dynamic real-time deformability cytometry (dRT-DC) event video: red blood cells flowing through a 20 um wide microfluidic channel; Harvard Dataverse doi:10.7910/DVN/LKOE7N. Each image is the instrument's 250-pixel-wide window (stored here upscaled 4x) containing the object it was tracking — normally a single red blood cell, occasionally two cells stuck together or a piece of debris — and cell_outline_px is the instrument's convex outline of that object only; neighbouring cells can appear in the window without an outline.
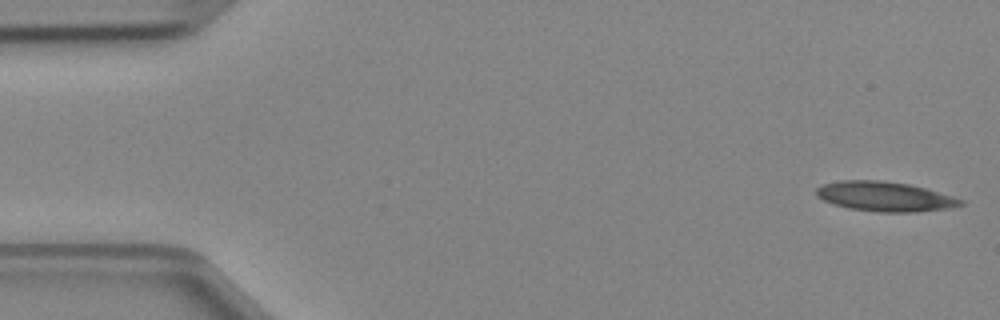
{"species": "Egyptian fruit bat (a non-hibernating species)", "species_latin": "Rousettus aegyptiacus", "temperature_condition": "cold", "stored_images_in_passage": 46, "camera_frame_rate_fps": 3000, "um_per_image_px": 0.085, "animal": {"sex": "female"}, "frame": {"image": 1, "passage_image": 1, "time_ms": 0.0, "image_size_px": [1000, 320], "cell_outline_px": [[964, 204], [948, 208], [916, 212], [876, 212], [848, 208], [832, 204], [816, 196], [816, 188], [824, 184], [840, 180], [880, 180], [908, 184], [924, 188], [952, 196], [964, 200]], "centroid_in_image_um": [75.18, 16.7], "position_along_channel_um": 9.8, "area_um2": 24.91}}
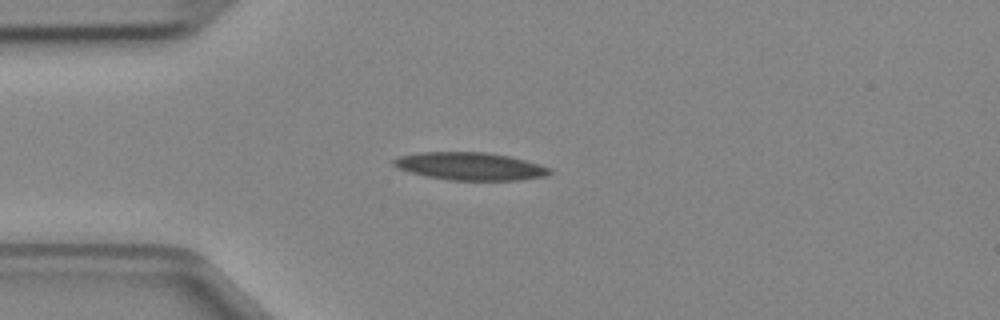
{"frame": {"image": 2, "passage_image": 11, "time_ms": 3.333, "image_size_px": [1000, 320], "cell_outline_px": [[552, 172], [548, 176], [520, 180], [452, 180], [428, 176], [408, 172], [396, 168], [392, 164], [392, 160], [400, 156], [420, 152], [484, 152], [508, 156], [540, 164], [552, 168]], "centroid_in_image_um": [39.97, 14.13], "position_along_channel_um": 45.0, "area_um2": 25.26}}
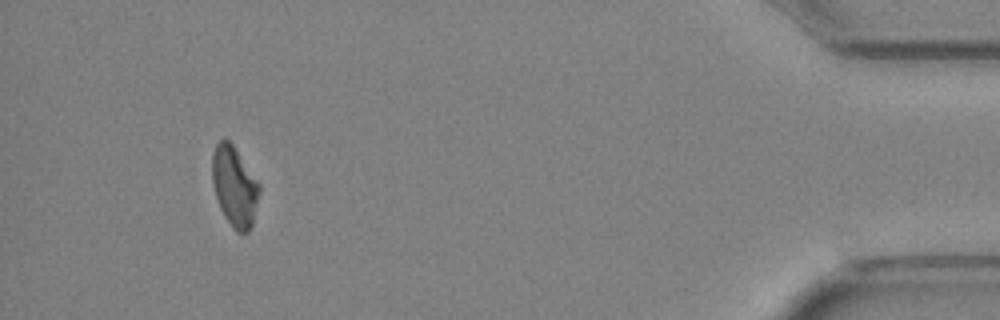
{"frame": {"image": 3, "passage_image": 43, "time_ms": 14.0, "image_size_px": [1000, 320], "cell_outline_px": [[260, 192], [252, 224], [248, 232], [236, 232], [232, 228], [224, 216], [220, 208], [212, 184], [212, 152], [216, 144], [220, 140], [228, 140], [232, 144], [260, 184]], "centroid_in_image_um": [19.92, 15.86], "position_along_channel_um": 415.3, "area_um2": 21.91}}